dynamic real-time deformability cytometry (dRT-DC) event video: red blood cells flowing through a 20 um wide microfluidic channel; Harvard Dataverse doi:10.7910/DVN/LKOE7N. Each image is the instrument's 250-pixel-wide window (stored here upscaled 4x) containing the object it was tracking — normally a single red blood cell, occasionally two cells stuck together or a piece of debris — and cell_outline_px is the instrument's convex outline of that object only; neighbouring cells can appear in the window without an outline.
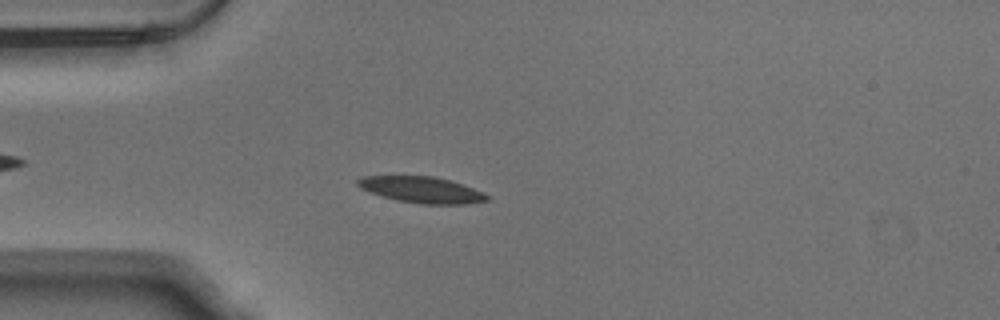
{"species": "Egyptian fruit bat (a non-hibernating species)", "species_latin": "Rousettus aegyptiacus", "temperature_condition": "warm", "stored_images_in_passage": 53, "camera_frame_rate_fps": 3000, "um_per_image_px": 0.085, "animal": {"sex": "male"}, "frame": {"image": 1, "passage_image": 14, "time_ms": 4.333, "image_size_px": [1000, 320], "cell_outline_px": [[492, 196], [488, 200], [468, 204], [420, 204], [396, 200], [368, 192], [360, 188], [356, 184], [356, 180], [364, 176], [432, 176], [448, 180], [484, 192]], "centroid_in_image_um": [35.83, 16.14], "position_along_channel_um": 49.2, "area_um2": 19.77}}
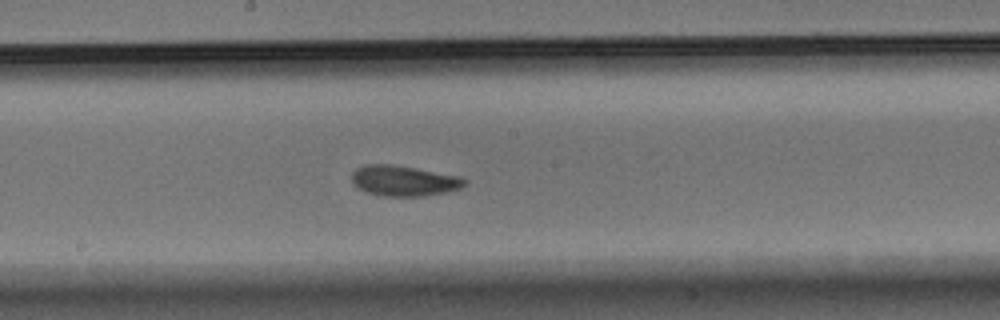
{"frame": {"image": 2, "passage_image": 28, "time_ms": 9.0, "image_size_px": [1000, 320], "cell_outline_px": [[468, 184], [460, 188], [448, 192], [424, 196], [380, 196], [368, 192], [352, 184], [352, 172], [356, 168], [364, 164], [392, 164], [456, 176], [468, 180]], "centroid_in_image_um": [34.31, 15.37], "position_along_channel_um": 213.9, "area_um2": 20.0}}
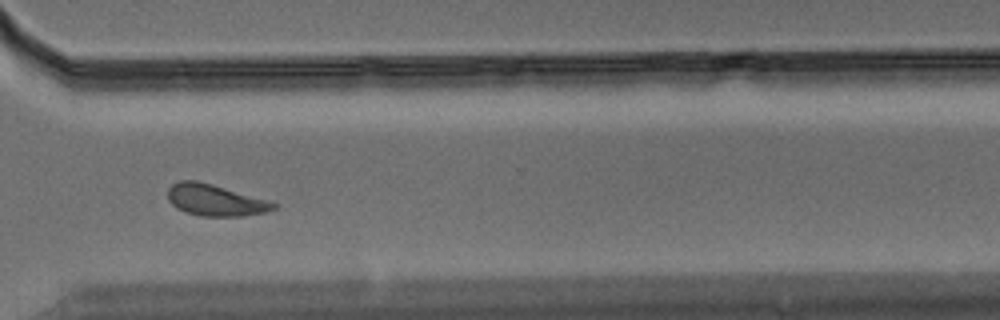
{"frame": {"image": 3, "passage_image": 39, "time_ms": 12.667, "image_size_px": [1000, 320], "cell_outline_px": [[280, 204], [276, 208], [268, 212], [240, 216], [200, 216], [184, 212], [176, 208], [168, 200], [168, 188], [172, 184], [180, 180], [196, 180], [212, 184], [268, 200]], "centroid_in_image_um": [18.3, 17.02], "position_along_channel_um": 352.3, "area_um2": 19.54}, "authors_computed_cell_mechanics": {"area_um2": 19.2474, "velocity_mm_per_s": 3.7792, "shape_relaxation_time_tau1_ms": 3.1018, "shape_relaxation_time_tau2_ms": 4.0973, "deformation_change_tau1": 0.1197, "deformation_change_tau2": 0.1127}}